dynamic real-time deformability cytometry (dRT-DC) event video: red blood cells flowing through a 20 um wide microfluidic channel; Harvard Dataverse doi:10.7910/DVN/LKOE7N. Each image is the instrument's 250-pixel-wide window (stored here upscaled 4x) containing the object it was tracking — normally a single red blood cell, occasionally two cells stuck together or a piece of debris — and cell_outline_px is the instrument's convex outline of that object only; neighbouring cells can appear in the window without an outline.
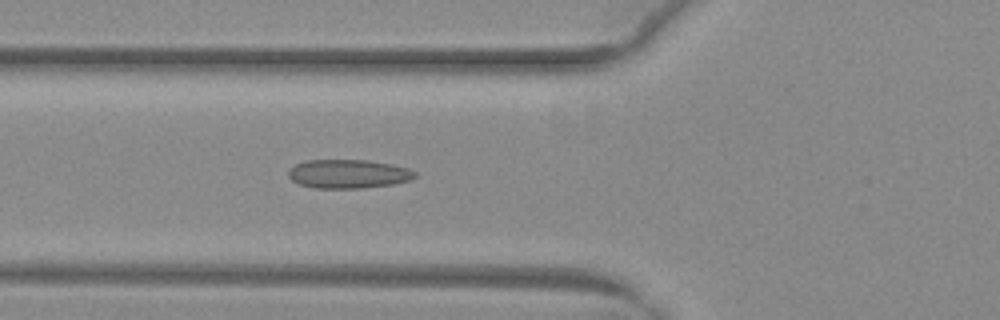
{"species": "common noctule bat (a hibernating species)", "species_latin": "Nyctalus noctula", "temperature_condition": "warm", "stored_images_in_passage": 51, "camera_frame_rate_fps": 3000, "um_per_image_px": 0.085, "animal": {"sex": "female", "body_mass_g": 29.2, "forearm_length_mm": 56.3}, "frame": {"image": 1, "passage_image": 19, "time_ms": 6.0, "image_size_px": [1000, 320], "cell_outline_px": [[416, 176], [408, 180], [392, 184], [364, 188], [312, 188], [300, 184], [292, 180], [288, 176], [288, 168], [304, 160], [368, 160], [392, 164], [408, 168], [416, 172]], "centroid_in_image_um": [29.57, 14.77], "position_along_channel_um": 96.2, "area_um2": 21.33}}
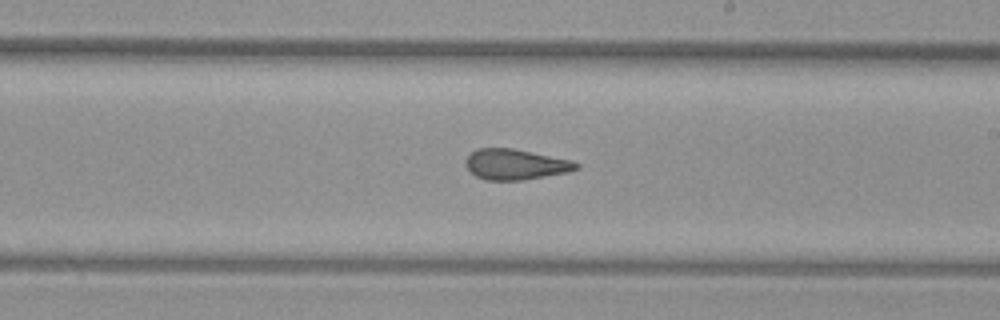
{"frame": {"image": 2, "passage_image": 30, "time_ms": 9.667, "image_size_px": [1000, 320], "cell_outline_px": [[580, 168], [568, 172], [524, 180], [484, 180], [476, 176], [464, 164], [464, 160], [476, 148], [512, 148], [572, 160], [580, 164]], "centroid_in_image_um": [43.82, 13.97], "position_along_channel_um": 245.2, "area_um2": 19.77}}
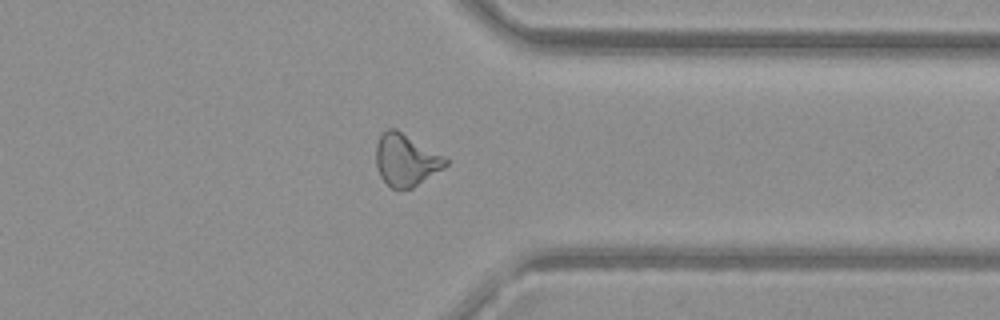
{"frame": {"image": 3, "passage_image": 40, "time_ms": 13.0, "image_size_px": [1000, 320], "cell_outline_px": [[448, 164], [444, 168], [412, 188], [392, 188], [380, 176], [376, 168], [376, 144], [380, 136], [388, 128], [396, 128], [444, 156], [448, 160]], "centroid_in_image_um": [34.5, 13.59], "position_along_channel_um": 376.9, "area_um2": 20.98}, "authors_computed_cell_mechanics": {"area_um2": 20.9814, "velocity_mm_per_s": 4.0666, "shape_relaxation_time_tau1_ms": null, "shape_relaxation_time_tau2_ms": 1.3917, "deformation_change_tau1": null, "deformation_change_tau2": 0.0865}}